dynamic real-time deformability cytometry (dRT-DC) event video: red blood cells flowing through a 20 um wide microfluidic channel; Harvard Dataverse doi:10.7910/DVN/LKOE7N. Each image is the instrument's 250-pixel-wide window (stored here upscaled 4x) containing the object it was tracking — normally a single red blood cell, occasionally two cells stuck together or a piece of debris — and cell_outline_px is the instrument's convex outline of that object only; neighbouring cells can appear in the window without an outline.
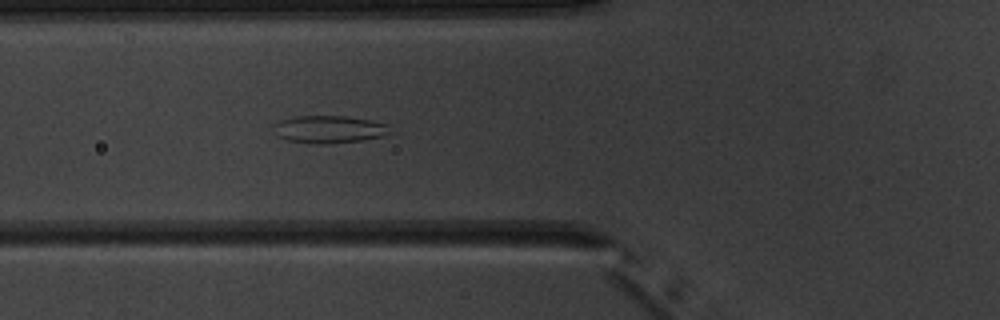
{"species": "common noctule bat (a hibernating species)", "species_latin": "Nyctalus noctula", "temperature_condition": "warm", "stored_images_in_passage": 4, "camera_frame_rate_fps": 3000, "um_per_image_px": 0.085, "animal": {"sex": "male", "body_mass_g": 20.1, "forearm_length_mm": 53.5}, "frame": {"image": 1, "passage_image": 4, "time_ms": 3.333, "image_size_px": [1000, 320], "cell_outline_px": [[392, 132], [384, 136], [360, 140], [328, 144], [316, 144], [288, 140], [276, 136], [276, 124], [280, 120], [296, 116], [348, 116], [372, 120], [388, 124]], "centroid_in_image_um": [28.03, 10.99], "position_along_channel_um": 97.8, "area_um2": 18.67}}